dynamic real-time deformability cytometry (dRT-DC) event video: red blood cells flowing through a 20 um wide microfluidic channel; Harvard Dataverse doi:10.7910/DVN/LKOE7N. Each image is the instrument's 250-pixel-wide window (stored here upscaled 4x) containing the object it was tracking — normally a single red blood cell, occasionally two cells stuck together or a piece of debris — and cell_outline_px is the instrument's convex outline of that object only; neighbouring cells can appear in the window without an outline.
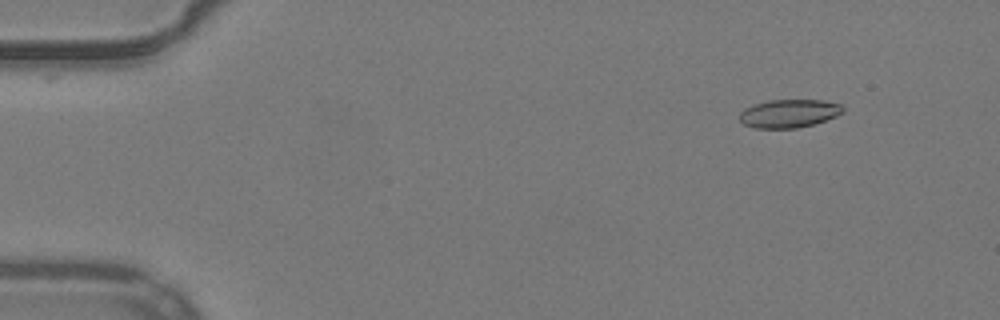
{"species": "common noctule bat (a hibernating species)", "species_latin": "Nyctalus noctula", "temperature_condition": "warm", "stored_images_in_passage": 49, "camera_frame_rate_fps": 3000, "um_per_image_px": 0.085, "animal": {"sex": "male", "body_mass_g": 19.2, "forearm_length_mm": 51.8}, "frame": {"image": 1, "passage_image": 2, "time_ms": 0.333, "image_size_px": [1000, 320], "cell_outline_px": [[844, 112], [836, 116], [812, 124], [796, 128], [752, 128], [744, 124], [740, 120], [740, 112], [744, 108], [752, 104], [768, 100], [824, 100], [840, 104], [844, 108]], "centroid_in_image_um": [67.04, 9.63], "position_along_channel_um": 18.0, "area_um2": 17.05}}
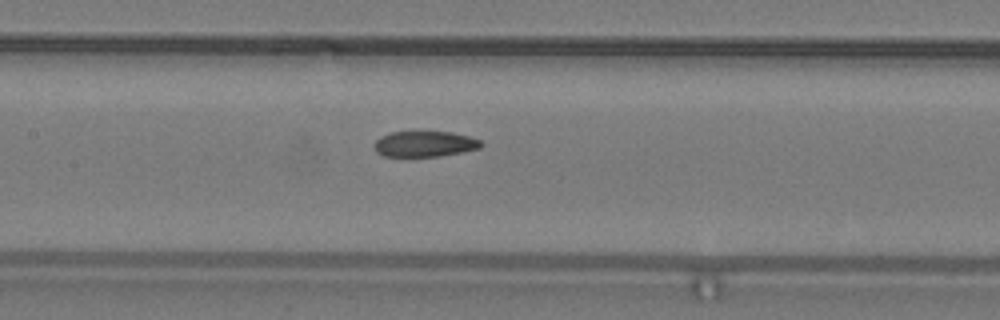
{"frame": {"image": 2, "passage_image": 22, "time_ms": 7.0, "image_size_px": [1000, 320], "cell_outline_px": [[484, 144], [480, 148], [440, 156], [384, 156], [376, 152], [376, 140], [380, 136], [388, 132], [452, 132], [468, 136], [480, 140]], "centroid_in_image_um": [36.11, 12.23], "position_along_channel_um": 171.3, "area_um2": 15.84}}
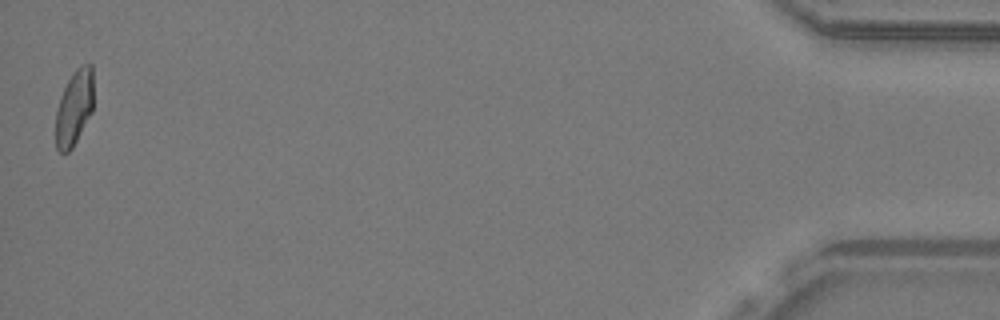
{"frame": {"image": 3, "passage_image": 49, "time_ms": 16.0, "image_size_px": [1000, 320], "cell_outline_px": [[92, 112], [72, 148], [68, 152], [60, 152], [56, 148], [56, 112], [60, 96], [72, 72], [80, 64], [92, 64]], "centroid_in_image_um": [6.3, 9.14], "position_along_channel_um": 428.9, "area_um2": 16.47}, "authors_computed_cell_mechanics": {"area_um2": 17.3978, "velocity_mm_per_s": 3.912, "shape_relaxation_time_tau1_ms": null, "shape_relaxation_time_tau2_ms": 1.841, "deformation_change_tau1": null, "deformation_change_tau2": 0.0791}}